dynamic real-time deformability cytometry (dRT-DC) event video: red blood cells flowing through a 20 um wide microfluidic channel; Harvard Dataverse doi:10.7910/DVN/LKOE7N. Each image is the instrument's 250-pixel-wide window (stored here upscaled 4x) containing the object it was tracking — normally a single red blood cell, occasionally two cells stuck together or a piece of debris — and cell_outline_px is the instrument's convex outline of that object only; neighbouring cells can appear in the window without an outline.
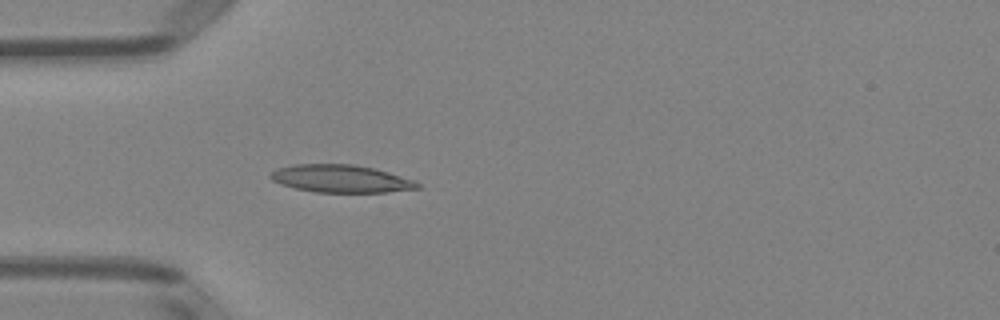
{"species": "Egyptian fruit bat (a non-hibernating species)", "species_latin": "Rousettus aegyptiacus", "temperature_condition": "room temperature", "stored_images_in_passage": 5, "camera_frame_rate_fps": 3000, "um_per_image_px": 0.085, "animal": {"sex": "female"}, "frame": {"image": 1, "passage_image": 5, "time_ms": 4.667, "image_size_px": [1000, 320], "cell_outline_px": [[420, 188], [388, 192], [316, 192], [296, 188], [280, 184], [272, 180], [268, 176], [276, 168], [292, 164], [352, 164], [376, 168], [416, 180], [420, 184]], "centroid_in_image_um": [28.99, 15.18], "position_along_channel_um": 56.0, "area_um2": 23.87}}